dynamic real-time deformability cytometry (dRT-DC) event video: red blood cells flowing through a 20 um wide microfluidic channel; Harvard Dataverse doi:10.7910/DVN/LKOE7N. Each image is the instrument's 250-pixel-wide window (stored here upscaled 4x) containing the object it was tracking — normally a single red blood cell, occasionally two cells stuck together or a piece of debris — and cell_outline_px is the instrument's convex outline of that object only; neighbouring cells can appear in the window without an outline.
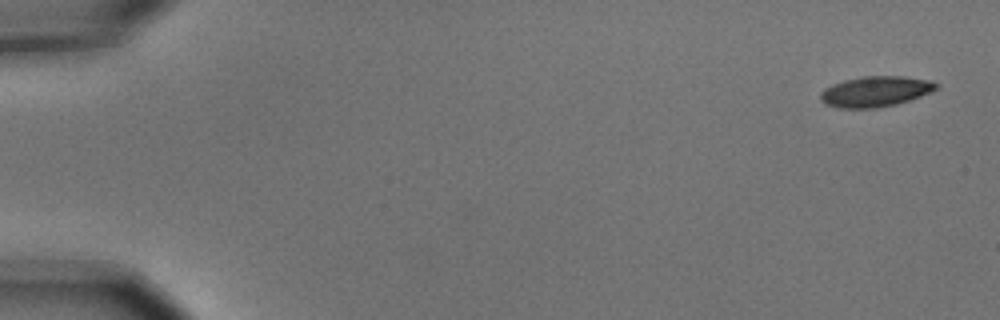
{"species": "common noctule bat (a hibernating species)", "species_latin": "Nyctalus noctula", "temperature_condition": "cold", "stored_images_in_passage": 11, "camera_frame_rate_fps": 3000, "um_per_image_px": 0.085, "animal": {"sex": "male", "body_mass_g": 15.6}, "frame": {"image": 1, "passage_image": 1, "time_ms": 0.0, "image_size_px": [1000, 320], "cell_outline_px": [[936, 88], [920, 96], [896, 104], [876, 108], [840, 108], [828, 104], [820, 100], [820, 92], [824, 88], [832, 84], [844, 80], [864, 76], [904, 76], [932, 80], [936, 84]], "centroid_in_image_um": [74.37, 7.77], "position_along_channel_um": 10.6, "area_um2": 20.4}}
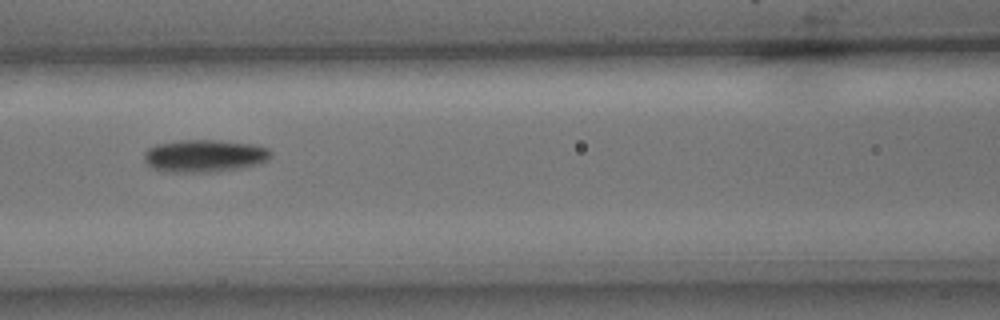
{"frame": {"image": 2, "passage_image": 7, "time_ms": 2.0, "image_size_px": [1000, 320], "cell_outline_px": [[272, 156], [268, 160], [260, 164], [240, 168], [212, 172], [172, 172], [152, 168], [144, 160], [144, 152], [148, 148], [156, 144], [180, 140], [216, 140], [252, 144], [268, 148], [272, 152]], "centroid_in_image_um": [17.4, 13.25], "position_along_channel_um": 149.2, "area_um2": 24.1}}
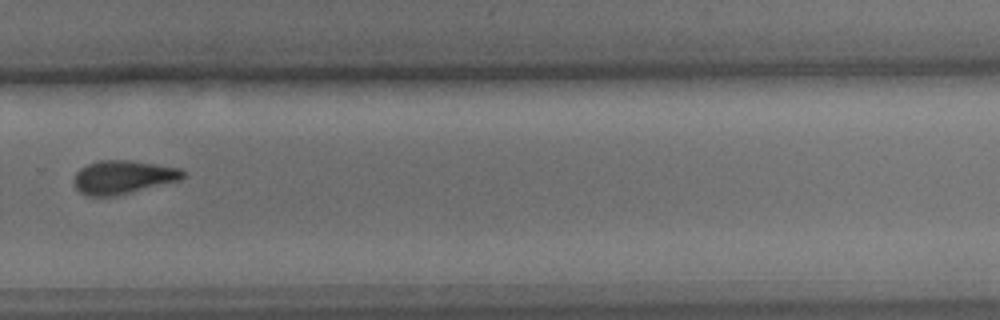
{"frame": {"image": 3, "passage_image": 11, "time_ms": 3.333, "image_size_px": [1000, 320], "cell_outline_px": [[184, 176], [180, 180], [112, 196], [88, 196], [80, 192], [76, 188], [72, 180], [76, 172], [80, 168], [88, 164], [100, 160], [132, 160], [180, 168], [184, 172]], "centroid_in_image_um": [10.42, 15.04], "position_along_channel_um": 319.4, "area_um2": 21.1}}